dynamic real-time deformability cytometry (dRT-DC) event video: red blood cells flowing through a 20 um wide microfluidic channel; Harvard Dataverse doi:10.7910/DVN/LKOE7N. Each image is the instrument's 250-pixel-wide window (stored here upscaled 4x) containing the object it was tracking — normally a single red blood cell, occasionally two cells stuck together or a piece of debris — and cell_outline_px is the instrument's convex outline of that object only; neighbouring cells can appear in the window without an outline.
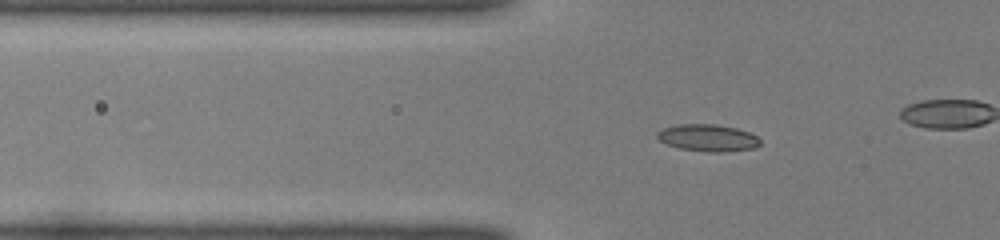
{"species": "common noctule bat (a hibernating species)", "species_latin": "Nyctalus noctula", "temperature_condition": "room temperature", "stored_images_in_passage": 48, "camera_frame_rate_fps": 3000, "um_per_image_px": 0.085, "animal": {"sex": "female", "body_mass_g": 22.0, "forearm_length_mm": 56.7}, "frame": {"image": 1, "passage_image": 21, "time_ms": 6.667, "image_size_px": [1000, 240], "cell_outline_px": [[760, 144], [756, 148], [724, 152], [708, 152], [680, 148], [668, 144], [660, 140], [656, 136], [656, 132], [664, 128], [676, 124], [716, 124], [736, 128], [748, 132], [756, 136], [760, 140]], "centroid_in_image_um": [60.18, 11.71], "position_along_channel_um": 65.6, "area_um2": 16.18}}
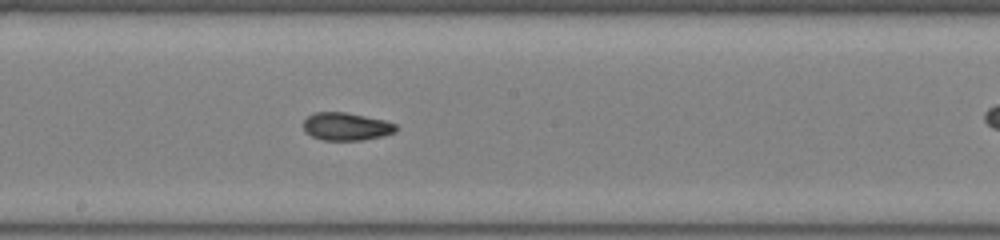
{"frame": {"image": 2, "passage_image": 33, "time_ms": 10.667, "image_size_px": [1000, 240], "cell_outline_px": [[396, 132], [384, 136], [360, 140], [324, 140], [312, 136], [304, 132], [304, 120], [308, 116], [316, 112], [344, 112], [384, 120], [396, 124]], "centroid_in_image_um": [29.43, 10.76], "position_along_channel_um": 218.8, "area_um2": 14.91}}
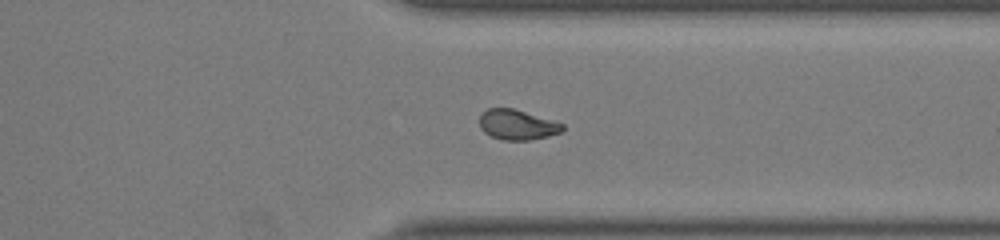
{"frame": {"image": 3, "passage_image": 44, "time_ms": 14.333, "image_size_px": [1000, 240], "cell_outline_px": [[564, 132], [548, 136], [528, 140], [504, 140], [492, 136], [484, 132], [480, 128], [480, 116], [488, 108], [512, 108], [556, 120], [564, 124]], "centroid_in_image_um": [44.02, 10.6], "position_along_channel_um": 367.4, "area_um2": 14.68}}